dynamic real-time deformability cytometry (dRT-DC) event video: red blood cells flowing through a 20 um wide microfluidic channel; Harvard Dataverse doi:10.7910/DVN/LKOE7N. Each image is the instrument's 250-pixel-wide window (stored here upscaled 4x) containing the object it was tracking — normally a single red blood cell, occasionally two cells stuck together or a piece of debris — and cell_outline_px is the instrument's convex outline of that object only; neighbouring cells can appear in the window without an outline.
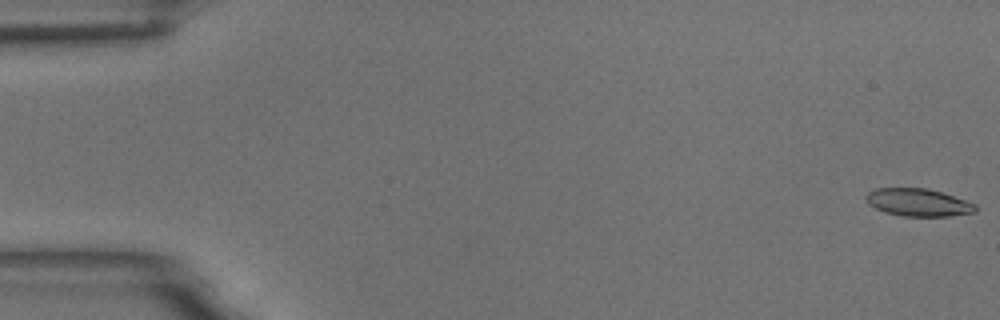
{"species": "common noctule bat (a hibernating species)", "species_latin": "Nyctalus noctula", "temperature_condition": "room temperature", "stored_images_in_passage": 57, "camera_frame_rate_fps": 3000, "um_per_image_px": 0.085, "animal": {"sex": "male", "body_mass_g": 18.8}, "frame": {"image": 1, "passage_image": 1, "time_ms": 0.0, "image_size_px": [1000, 320], "cell_outline_px": [[976, 212], [948, 216], [904, 216], [884, 212], [868, 204], [864, 196], [868, 192], [876, 188], [928, 188], [976, 204]], "centroid_in_image_um": [78.01, 17.2], "position_along_channel_um": 7.0, "area_um2": 17.51}}
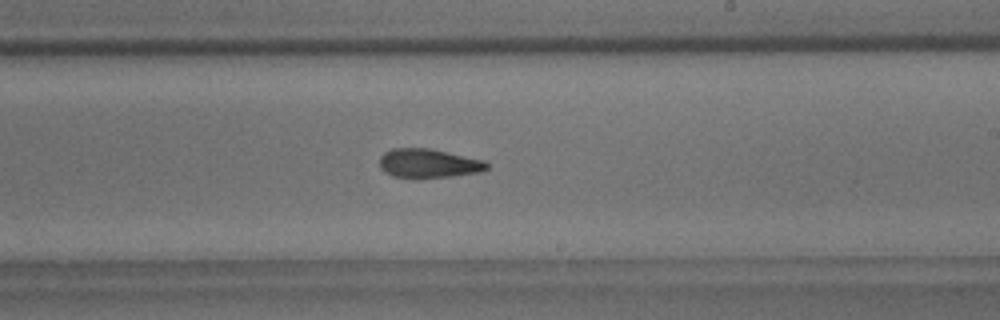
{"frame": {"image": 2, "passage_image": 34, "time_ms": 11.0, "image_size_px": [1000, 320], "cell_outline_px": [[488, 168], [480, 172], [452, 176], [392, 176], [384, 172], [380, 168], [380, 156], [384, 152], [392, 148], [432, 148], [484, 160], [488, 164]], "centroid_in_image_um": [36.42, 13.85], "position_along_channel_um": 252.6, "area_um2": 17.86}}
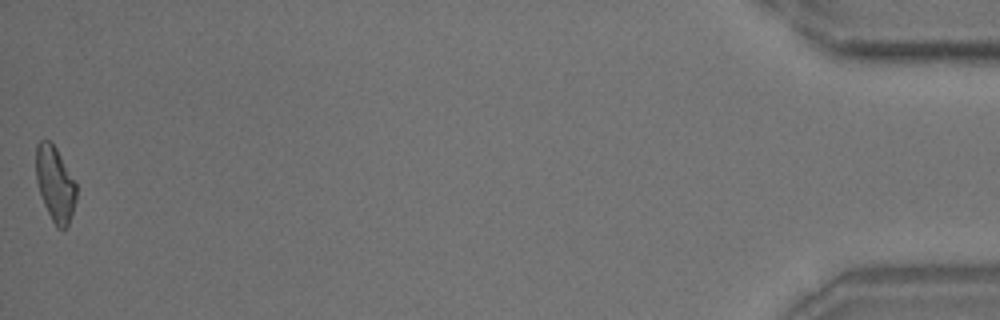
{"frame": {"image": 3, "passage_image": 57, "time_ms": 18.667, "image_size_px": [1000, 320], "cell_outline_px": [[76, 200], [68, 224], [64, 228], [56, 228], [44, 204], [36, 180], [36, 144], [40, 140], [48, 140], [56, 148], [76, 184]], "centroid_in_image_um": [4.67, 15.62], "position_along_channel_um": 430.5, "area_um2": 17.28}, "authors_computed_cell_mechanics": {"area_um2": 18.0914, "velocity_mm_per_s": 3.5778, "shape_relaxation_time_tau1_ms": 9.4038, "shape_relaxation_time_tau2_ms": 4.3279, "deformation_change_tau1": 0.2011, "deformation_change_tau2": 0.1328}}